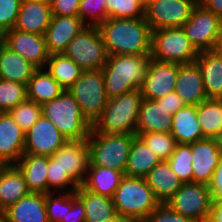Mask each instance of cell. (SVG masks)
<instances>
[{
    "label": "cell",
    "instance_id": "obj_37",
    "mask_svg": "<svg viewBox=\"0 0 222 222\" xmlns=\"http://www.w3.org/2000/svg\"><path fill=\"white\" fill-rule=\"evenodd\" d=\"M26 100L27 85L0 79V112H9Z\"/></svg>",
    "mask_w": 222,
    "mask_h": 222
},
{
    "label": "cell",
    "instance_id": "obj_21",
    "mask_svg": "<svg viewBox=\"0 0 222 222\" xmlns=\"http://www.w3.org/2000/svg\"><path fill=\"white\" fill-rule=\"evenodd\" d=\"M27 183L15 164L0 165V210H6L29 195Z\"/></svg>",
    "mask_w": 222,
    "mask_h": 222
},
{
    "label": "cell",
    "instance_id": "obj_27",
    "mask_svg": "<svg viewBox=\"0 0 222 222\" xmlns=\"http://www.w3.org/2000/svg\"><path fill=\"white\" fill-rule=\"evenodd\" d=\"M172 136L177 144H190L203 139L200 122L197 117V106L185 105L172 117Z\"/></svg>",
    "mask_w": 222,
    "mask_h": 222
},
{
    "label": "cell",
    "instance_id": "obj_12",
    "mask_svg": "<svg viewBox=\"0 0 222 222\" xmlns=\"http://www.w3.org/2000/svg\"><path fill=\"white\" fill-rule=\"evenodd\" d=\"M221 25L220 17L198 3L182 28L191 43L200 52L212 49Z\"/></svg>",
    "mask_w": 222,
    "mask_h": 222
},
{
    "label": "cell",
    "instance_id": "obj_6",
    "mask_svg": "<svg viewBox=\"0 0 222 222\" xmlns=\"http://www.w3.org/2000/svg\"><path fill=\"white\" fill-rule=\"evenodd\" d=\"M135 134H105L91 128L87 138L90 164L125 173Z\"/></svg>",
    "mask_w": 222,
    "mask_h": 222
},
{
    "label": "cell",
    "instance_id": "obj_11",
    "mask_svg": "<svg viewBox=\"0 0 222 222\" xmlns=\"http://www.w3.org/2000/svg\"><path fill=\"white\" fill-rule=\"evenodd\" d=\"M198 3V0H149L145 5V18L152 31L182 27Z\"/></svg>",
    "mask_w": 222,
    "mask_h": 222
},
{
    "label": "cell",
    "instance_id": "obj_39",
    "mask_svg": "<svg viewBox=\"0 0 222 222\" xmlns=\"http://www.w3.org/2000/svg\"><path fill=\"white\" fill-rule=\"evenodd\" d=\"M108 18H138L145 17L143 0H105Z\"/></svg>",
    "mask_w": 222,
    "mask_h": 222
},
{
    "label": "cell",
    "instance_id": "obj_10",
    "mask_svg": "<svg viewBox=\"0 0 222 222\" xmlns=\"http://www.w3.org/2000/svg\"><path fill=\"white\" fill-rule=\"evenodd\" d=\"M213 199L209 185L197 182L183 183L166 203L172 210L194 222H206Z\"/></svg>",
    "mask_w": 222,
    "mask_h": 222
},
{
    "label": "cell",
    "instance_id": "obj_7",
    "mask_svg": "<svg viewBox=\"0 0 222 222\" xmlns=\"http://www.w3.org/2000/svg\"><path fill=\"white\" fill-rule=\"evenodd\" d=\"M199 51L186 36L182 27L152 31L151 58L160 62L186 64L195 62Z\"/></svg>",
    "mask_w": 222,
    "mask_h": 222
},
{
    "label": "cell",
    "instance_id": "obj_22",
    "mask_svg": "<svg viewBox=\"0 0 222 222\" xmlns=\"http://www.w3.org/2000/svg\"><path fill=\"white\" fill-rule=\"evenodd\" d=\"M51 17L50 5L23 0L13 29L45 35Z\"/></svg>",
    "mask_w": 222,
    "mask_h": 222
},
{
    "label": "cell",
    "instance_id": "obj_13",
    "mask_svg": "<svg viewBox=\"0 0 222 222\" xmlns=\"http://www.w3.org/2000/svg\"><path fill=\"white\" fill-rule=\"evenodd\" d=\"M0 40L37 69L46 67L50 54L47 50L44 35L12 29L6 31L0 37Z\"/></svg>",
    "mask_w": 222,
    "mask_h": 222
},
{
    "label": "cell",
    "instance_id": "obj_38",
    "mask_svg": "<svg viewBox=\"0 0 222 222\" xmlns=\"http://www.w3.org/2000/svg\"><path fill=\"white\" fill-rule=\"evenodd\" d=\"M152 151H154L161 161H167L175 151L177 142L171 133H135Z\"/></svg>",
    "mask_w": 222,
    "mask_h": 222
},
{
    "label": "cell",
    "instance_id": "obj_9",
    "mask_svg": "<svg viewBox=\"0 0 222 222\" xmlns=\"http://www.w3.org/2000/svg\"><path fill=\"white\" fill-rule=\"evenodd\" d=\"M63 54L84 71L102 69L108 57L99 27L94 26L82 28L72 38Z\"/></svg>",
    "mask_w": 222,
    "mask_h": 222
},
{
    "label": "cell",
    "instance_id": "obj_33",
    "mask_svg": "<svg viewBox=\"0 0 222 222\" xmlns=\"http://www.w3.org/2000/svg\"><path fill=\"white\" fill-rule=\"evenodd\" d=\"M123 176L121 171L90 164L82 186L92 193L112 198Z\"/></svg>",
    "mask_w": 222,
    "mask_h": 222
},
{
    "label": "cell",
    "instance_id": "obj_47",
    "mask_svg": "<svg viewBox=\"0 0 222 222\" xmlns=\"http://www.w3.org/2000/svg\"><path fill=\"white\" fill-rule=\"evenodd\" d=\"M60 222H85V213L82 201L72 192V207L66 208L65 219Z\"/></svg>",
    "mask_w": 222,
    "mask_h": 222
},
{
    "label": "cell",
    "instance_id": "obj_42",
    "mask_svg": "<svg viewBox=\"0 0 222 222\" xmlns=\"http://www.w3.org/2000/svg\"><path fill=\"white\" fill-rule=\"evenodd\" d=\"M14 121L26 132L42 116L41 105L26 100L8 112Z\"/></svg>",
    "mask_w": 222,
    "mask_h": 222
},
{
    "label": "cell",
    "instance_id": "obj_19",
    "mask_svg": "<svg viewBox=\"0 0 222 222\" xmlns=\"http://www.w3.org/2000/svg\"><path fill=\"white\" fill-rule=\"evenodd\" d=\"M85 25L79 16L52 15L45 32V42L49 54H61Z\"/></svg>",
    "mask_w": 222,
    "mask_h": 222
},
{
    "label": "cell",
    "instance_id": "obj_40",
    "mask_svg": "<svg viewBox=\"0 0 222 222\" xmlns=\"http://www.w3.org/2000/svg\"><path fill=\"white\" fill-rule=\"evenodd\" d=\"M47 182H48V193H53V189L59 190L61 192H75L80 186L69 174L64 172L63 169L58 164L52 156H48V169H47ZM69 185V187H68ZM63 189V190H62Z\"/></svg>",
    "mask_w": 222,
    "mask_h": 222
},
{
    "label": "cell",
    "instance_id": "obj_31",
    "mask_svg": "<svg viewBox=\"0 0 222 222\" xmlns=\"http://www.w3.org/2000/svg\"><path fill=\"white\" fill-rule=\"evenodd\" d=\"M160 162L161 159L157 154L136 135L131 144L124 175L144 178Z\"/></svg>",
    "mask_w": 222,
    "mask_h": 222
},
{
    "label": "cell",
    "instance_id": "obj_3",
    "mask_svg": "<svg viewBox=\"0 0 222 222\" xmlns=\"http://www.w3.org/2000/svg\"><path fill=\"white\" fill-rule=\"evenodd\" d=\"M142 99L140 89L108 98L106 107L92 128L105 134H135Z\"/></svg>",
    "mask_w": 222,
    "mask_h": 222
},
{
    "label": "cell",
    "instance_id": "obj_56",
    "mask_svg": "<svg viewBox=\"0 0 222 222\" xmlns=\"http://www.w3.org/2000/svg\"><path fill=\"white\" fill-rule=\"evenodd\" d=\"M133 222H150L147 218L144 219H135Z\"/></svg>",
    "mask_w": 222,
    "mask_h": 222
},
{
    "label": "cell",
    "instance_id": "obj_2",
    "mask_svg": "<svg viewBox=\"0 0 222 222\" xmlns=\"http://www.w3.org/2000/svg\"><path fill=\"white\" fill-rule=\"evenodd\" d=\"M148 55H111L102 67L108 98L140 89L151 62Z\"/></svg>",
    "mask_w": 222,
    "mask_h": 222
},
{
    "label": "cell",
    "instance_id": "obj_1",
    "mask_svg": "<svg viewBox=\"0 0 222 222\" xmlns=\"http://www.w3.org/2000/svg\"><path fill=\"white\" fill-rule=\"evenodd\" d=\"M99 30L108 56L151 54L152 30L145 17L107 18Z\"/></svg>",
    "mask_w": 222,
    "mask_h": 222
},
{
    "label": "cell",
    "instance_id": "obj_28",
    "mask_svg": "<svg viewBox=\"0 0 222 222\" xmlns=\"http://www.w3.org/2000/svg\"><path fill=\"white\" fill-rule=\"evenodd\" d=\"M37 68L0 40V79L27 85Z\"/></svg>",
    "mask_w": 222,
    "mask_h": 222
},
{
    "label": "cell",
    "instance_id": "obj_14",
    "mask_svg": "<svg viewBox=\"0 0 222 222\" xmlns=\"http://www.w3.org/2000/svg\"><path fill=\"white\" fill-rule=\"evenodd\" d=\"M67 141L57 127L42 115L25 132L24 153L50 157Z\"/></svg>",
    "mask_w": 222,
    "mask_h": 222
},
{
    "label": "cell",
    "instance_id": "obj_18",
    "mask_svg": "<svg viewBox=\"0 0 222 222\" xmlns=\"http://www.w3.org/2000/svg\"><path fill=\"white\" fill-rule=\"evenodd\" d=\"M25 132L8 112H0V165L16 164L24 154Z\"/></svg>",
    "mask_w": 222,
    "mask_h": 222
},
{
    "label": "cell",
    "instance_id": "obj_49",
    "mask_svg": "<svg viewBox=\"0 0 222 222\" xmlns=\"http://www.w3.org/2000/svg\"><path fill=\"white\" fill-rule=\"evenodd\" d=\"M213 201L222 202V155L209 184Z\"/></svg>",
    "mask_w": 222,
    "mask_h": 222
},
{
    "label": "cell",
    "instance_id": "obj_32",
    "mask_svg": "<svg viewBox=\"0 0 222 222\" xmlns=\"http://www.w3.org/2000/svg\"><path fill=\"white\" fill-rule=\"evenodd\" d=\"M64 90L46 68H38L27 84V99L42 105L57 98Z\"/></svg>",
    "mask_w": 222,
    "mask_h": 222
},
{
    "label": "cell",
    "instance_id": "obj_5",
    "mask_svg": "<svg viewBox=\"0 0 222 222\" xmlns=\"http://www.w3.org/2000/svg\"><path fill=\"white\" fill-rule=\"evenodd\" d=\"M117 214L147 218L160 204L145 178L124 175L112 197Z\"/></svg>",
    "mask_w": 222,
    "mask_h": 222
},
{
    "label": "cell",
    "instance_id": "obj_55",
    "mask_svg": "<svg viewBox=\"0 0 222 222\" xmlns=\"http://www.w3.org/2000/svg\"><path fill=\"white\" fill-rule=\"evenodd\" d=\"M0 222H7L6 213L4 210H0Z\"/></svg>",
    "mask_w": 222,
    "mask_h": 222
},
{
    "label": "cell",
    "instance_id": "obj_51",
    "mask_svg": "<svg viewBox=\"0 0 222 222\" xmlns=\"http://www.w3.org/2000/svg\"><path fill=\"white\" fill-rule=\"evenodd\" d=\"M206 222H222V202L213 201L212 207Z\"/></svg>",
    "mask_w": 222,
    "mask_h": 222
},
{
    "label": "cell",
    "instance_id": "obj_45",
    "mask_svg": "<svg viewBox=\"0 0 222 222\" xmlns=\"http://www.w3.org/2000/svg\"><path fill=\"white\" fill-rule=\"evenodd\" d=\"M147 219L150 222H194L189 217L175 212L167 204H159Z\"/></svg>",
    "mask_w": 222,
    "mask_h": 222
},
{
    "label": "cell",
    "instance_id": "obj_44",
    "mask_svg": "<svg viewBox=\"0 0 222 222\" xmlns=\"http://www.w3.org/2000/svg\"><path fill=\"white\" fill-rule=\"evenodd\" d=\"M23 0H0V37L12 30Z\"/></svg>",
    "mask_w": 222,
    "mask_h": 222
},
{
    "label": "cell",
    "instance_id": "obj_26",
    "mask_svg": "<svg viewBox=\"0 0 222 222\" xmlns=\"http://www.w3.org/2000/svg\"><path fill=\"white\" fill-rule=\"evenodd\" d=\"M15 165L22 172L31 192L48 193V156L24 153Z\"/></svg>",
    "mask_w": 222,
    "mask_h": 222
},
{
    "label": "cell",
    "instance_id": "obj_50",
    "mask_svg": "<svg viewBox=\"0 0 222 222\" xmlns=\"http://www.w3.org/2000/svg\"><path fill=\"white\" fill-rule=\"evenodd\" d=\"M199 4L222 19V0H199Z\"/></svg>",
    "mask_w": 222,
    "mask_h": 222
},
{
    "label": "cell",
    "instance_id": "obj_16",
    "mask_svg": "<svg viewBox=\"0 0 222 222\" xmlns=\"http://www.w3.org/2000/svg\"><path fill=\"white\" fill-rule=\"evenodd\" d=\"M193 182L209 185L222 155L219 139L203 138L191 143Z\"/></svg>",
    "mask_w": 222,
    "mask_h": 222
},
{
    "label": "cell",
    "instance_id": "obj_53",
    "mask_svg": "<svg viewBox=\"0 0 222 222\" xmlns=\"http://www.w3.org/2000/svg\"><path fill=\"white\" fill-rule=\"evenodd\" d=\"M134 220L135 219L126 215L116 214L113 218L107 220L106 222H133Z\"/></svg>",
    "mask_w": 222,
    "mask_h": 222
},
{
    "label": "cell",
    "instance_id": "obj_46",
    "mask_svg": "<svg viewBox=\"0 0 222 222\" xmlns=\"http://www.w3.org/2000/svg\"><path fill=\"white\" fill-rule=\"evenodd\" d=\"M80 0H53L51 14L55 16H78Z\"/></svg>",
    "mask_w": 222,
    "mask_h": 222
},
{
    "label": "cell",
    "instance_id": "obj_43",
    "mask_svg": "<svg viewBox=\"0 0 222 222\" xmlns=\"http://www.w3.org/2000/svg\"><path fill=\"white\" fill-rule=\"evenodd\" d=\"M59 196L46 194V211L49 222H60L65 219L66 208L72 207V192H58Z\"/></svg>",
    "mask_w": 222,
    "mask_h": 222
},
{
    "label": "cell",
    "instance_id": "obj_15",
    "mask_svg": "<svg viewBox=\"0 0 222 222\" xmlns=\"http://www.w3.org/2000/svg\"><path fill=\"white\" fill-rule=\"evenodd\" d=\"M179 64L151 59L140 88L144 99L156 100L174 92Z\"/></svg>",
    "mask_w": 222,
    "mask_h": 222
},
{
    "label": "cell",
    "instance_id": "obj_23",
    "mask_svg": "<svg viewBox=\"0 0 222 222\" xmlns=\"http://www.w3.org/2000/svg\"><path fill=\"white\" fill-rule=\"evenodd\" d=\"M45 201L46 194L31 192L5 210L7 222H49Z\"/></svg>",
    "mask_w": 222,
    "mask_h": 222
},
{
    "label": "cell",
    "instance_id": "obj_35",
    "mask_svg": "<svg viewBox=\"0 0 222 222\" xmlns=\"http://www.w3.org/2000/svg\"><path fill=\"white\" fill-rule=\"evenodd\" d=\"M45 68L65 90L70 88L84 71L63 53L51 54Z\"/></svg>",
    "mask_w": 222,
    "mask_h": 222
},
{
    "label": "cell",
    "instance_id": "obj_20",
    "mask_svg": "<svg viewBox=\"0 0 222 222\" xmlns=\"http://www.w3.org/2000/svg\"><path fill=\"white\" fill-rule=\"evenodd\" d=\"M185 105L197 106L208 99L200 68L196 62L179 64L175 90Z\"/></svg>",
    "mask_w": 222,
    "mask_h": 222
},
{
    "label": "cell",
    "instance_id": "obj_29",
    "mask_svg": "<svg viewBox=\"0 0 222 222\" xmlns=\"http://www.w3.org/2000/svg\"><path fill=\"white\" fill-rule=\"evenodd\" d=\"M195 62L200 68L207 98L222 99V58L211 50L200 51Z\"/></svg>",
    "mask_w": 222,
    "mask_h": 222
},
{
    "label": "cell",
    "instance_id": "obj_54",
    "mask_svg": "<svg viewBox=\"0 0 222 222\" xmlns=\"http://www.w3.org/2000/svg\"><path fill=\"white\" fill-rule=\"evenodd\" d=\"M27 1L40 2V3H44V4H47V5L51 6L53 0H27Z\"/></svg>",
    "mask_w": 222,
    "mask_h": 222
},
{
    "label": "cell",
    "instance_id": "obj_57",
    "mask_svg": "<svg viewBox=\"0 0 222 222\" xmlns=\"http://www.w3.org/2000/svg\"><path fill=\"white\" fill-rule=\"evenodd\" d=\"M219 143H220V148H221V152H222V135L219 138Z\"/></svg>",
    "mask_w": 222,
    "mask_h": 222
},
{
    "label": "cell",
    "instance_id": "obj_4",
    "mask_svg": "<svg viewBox=\"0 0 222 222\" xmlns=\"http://www.w3.org/2000/svg\"><path fill=\"white\" fill-rule=\"evenodd\" d=\"M42 115L51 121L67 140H86L92 125L82 115L78 102L68 90L41 105Z\"/></svg>",
    "mask_w": 222,
    "mask_h": 222
},
{
    "label": "cell",
    "instance_id": "obj_34",
    "mask_svg": "<svg viewBox=\"0 0 222 222\" xmlns=\"http://www.w3.org/2000/svg\"><path fill=\"white\" fill-rule=\"evenodd\" d=\"M197 117L203 138H220L222 135V99L208 98L199 103Z\"/></svg>",
    "mask_w": 222,
    "mask_h": 222
},
{
    "label": "cell",
    "instance_id": "obj_24",
    "mask_svg": "<svg viewBox=\"0 0 222 222\" xmlns=\"http://www.w3.org/2000/svg\"><path fill=\"white\" fill-rule=\"evenodd\" d=\"M144 178L160 204H166L183 184L167 161L154 166Z\"/></svg>",
    "mask_w": 222,
    "mask_h": 222
},
{
    "label": "cell",
    "instance_id": "obj_30",
    "mask_svg": "<svg viewBox=\"0 0 222 222\" xmlns=\"http://www.w3.org/2000/svg\"><path fill=\"white\" fill-rule=\"evenodd\" d=\"M76 196L83 203L85 222H106L117 214L111 197L92 193L82 185L76 190Z\"/></svg>",
    "mask_w": 222,
    "mask_h": 222
},
{
    "label": "cell",
    "instance_id": "obj_52",
    "mask_svg": "<svg viewBox=\"0 0 222 222\" xmlns=\"http://www.w3.org/2000/svg\"><path fill=\"white\" fill-rule=\"evenodd\" d=\"M213 53L222 58V25L219 29L214 45L211 49Z\"/></svg>",
    "mask_w": 222,
    "mask_h": 222
},
{
    "label": "cell",
    "instance_id": "obj_41",
    "mask_svg": "<svg viewBox=\"0 0 222 222\" xmlns=\"http://www.w3.org/2000/svg\"><path fill=\"white\" fill-rule=\"evenodd\" d=\"M105 3V0H80L78 16L82 23L99 27L108 18Z\"/></svg>",
    "mask_w": 222,
    "mask_h": 222
},
{
    "label": "cell",
    "instance_id": "obj_17",
    "mask_svg": "<svg viewBox=\"0 0 222 222\" xmlns=\"http://www.w3.org/2000/svg\"><path fill=\"white\" fill-rule=\"evenodd\" d=\"M52 157L64 172L82 185L90 165V151L86 140H68Z\"/></svg>",
    "mask_w": 222,
    "mask_h": 222
},
{
    "label": "cell",
    "instance_id": "obj_8",
    "mask_svg": "<svg viewBox=\"0 0 222 222\" xmlns=\"http://www.w3.org/2000/svg\"><path fill=\"white\" fill-rule=\"evenodd\" d=\"M67 90L78 102L82 115L93 125L108 101L102 69L83 71Z\"/></svg>",
    "mask_w": 222,
    "mask_h": 222
},
{
    "label": "cell",
    "instance_id": "obj_36",
    "mask_svg": "<svg viewBox=\"0 0 222 222\" xmlns=\"http://www.w3.org/2000/svg\"><path fill=\"white\" fill-rule=\"evenodd\" d=\"M167 162L183 183L193 182L191 143L177 144Z\"/></svg>",
    "mask_w": 222,
    "mask_h": 222
},
{
    "label": "cell",
    "instance_id": "obj_48",
    "mask_svg": "<svg viewBox=\"0 0 222 222\" xmlns=\"http://www.w3.org/2000/svg\"><path fill=\"white\" fill-rule=\"evenodd\" d=\"M155 101L159 105H162L171 115H174L179 109L185 106L182 98L175 91Z\"/></svg>",
    "mask_w": 222,
    "mask_h": 222
},
{
    "label": "cell",
    "instance_id": "obj_25",
    "mask_svg": "<svg viewBox=\"0 0 222 222\" xmlns=\"http://www.w3.org/2000/svg\"><path fill=\"white\" fill-rule=\"evenodd\" d=\"M172 117L168 111L155 100L142 99L140 114L135 133H170Z\"/></svg>",
    "mask_w": 222,
    "mask_h": 222
}]
</instances>
